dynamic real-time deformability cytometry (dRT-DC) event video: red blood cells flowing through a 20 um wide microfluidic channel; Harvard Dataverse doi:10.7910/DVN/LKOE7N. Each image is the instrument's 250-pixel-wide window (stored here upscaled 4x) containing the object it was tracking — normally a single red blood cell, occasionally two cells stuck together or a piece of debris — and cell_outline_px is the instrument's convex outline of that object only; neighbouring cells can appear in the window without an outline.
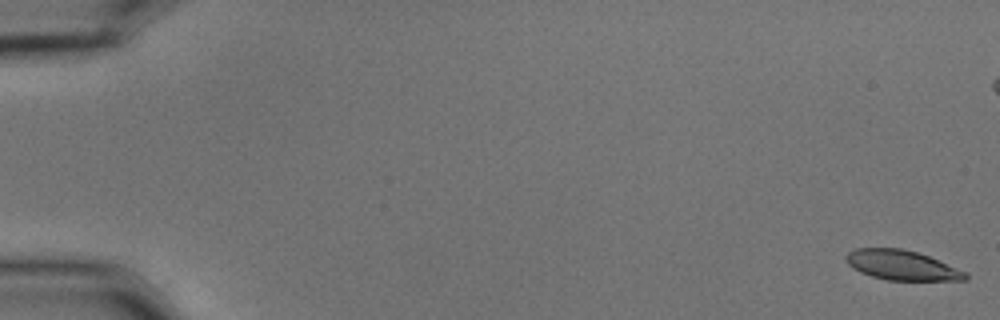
{"species": "common noctule bat (a hibernating species)", "species_latin": "Nyctalus noctula", "temperature_condition": "cold", "stored_images_in_passage": 58, "camera_frame_rate_fps": 3000, "um_per_image_px": 0.085, "animal": {"sex": "male", "body_mass_g": 15.6}, "frame": {"image": 1, "passage_image": 1, "time_ms": 0.0, "image_size_px": [1000, 320], "cell_outline_px": [[968, 280], [888, 280], [872, 276], [860, 272], [852, 268], [844, 260], [844, 256], [848, 252], [856, 248], [900, 248], [916, 252], [928, 256], [968, 272]], "centroid_in_image_um": [76.63, 22.54], "position_along_channel_um": 8.4, "area_um2": 20.75}}
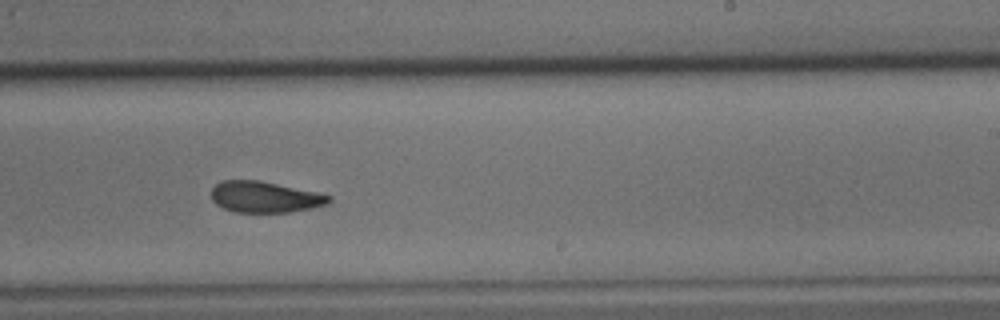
{"frame": {"image": 2, "passage_image": 36, "time_ms": 11.667, "image_size_px": [1000, 320], "cell_outline_px": [[332, 200], [328, 204], [312, 208], [288, 212], [232, 212], [216, 204], [212, 200], [212, 188], [220, 180], [260, 180], [316, 192], [332, 196]], "centroid_in_image_um": [22.51, 16.74], "position_along_channel_um": 266.5, "area_um2": 21.39}}
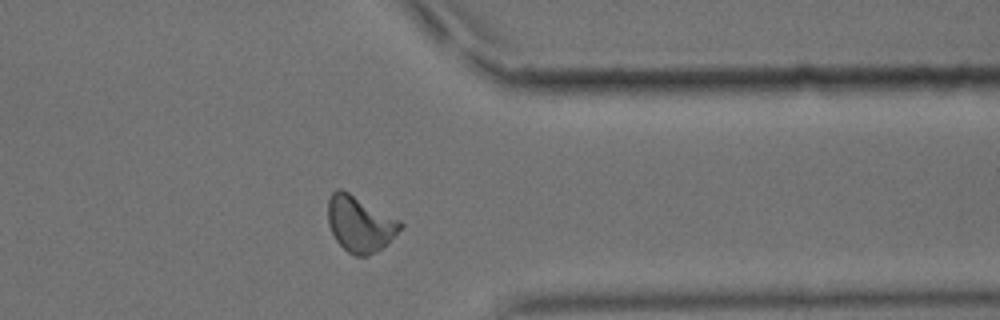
{"frame": {"image": 3, "passage_image": 46, "time_ms": 15.0, "image_size_px": [1000, 320], "cell_outline_px": [[404, 228], [376, 252], [368, 256], [356, 256], [348, 252], [336, 240], [328, 224], [328, 200], [332, 192], [336, 188], [340, 188], [348, 192], [400, 220], [404, 224]], "centroid_in_image_um": [30.6, 19.03], "position_along_channel_um": 380.8, "area_um2": 23.47}, "authors_computed_cell_mechanics": {"area_um2": 22.4553, "velocity_mm_per_s": 3.5741, "shape_relaxation_time_tau1_ms": 5.4522, "shape_relaxation_time_tau2_ms": 3.9521, "deformation_change_tau1": 0.1496, "deformation_change_tau2": 0.1027}}